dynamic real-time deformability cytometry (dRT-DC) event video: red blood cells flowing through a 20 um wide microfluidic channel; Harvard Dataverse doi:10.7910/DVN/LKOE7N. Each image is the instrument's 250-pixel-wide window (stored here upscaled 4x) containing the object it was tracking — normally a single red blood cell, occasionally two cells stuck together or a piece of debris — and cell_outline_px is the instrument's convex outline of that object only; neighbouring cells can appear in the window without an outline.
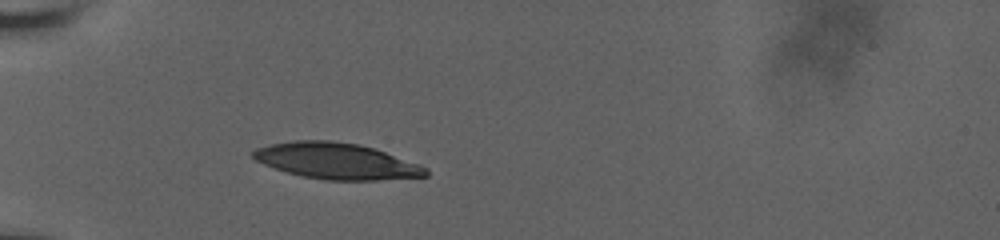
{"species": "human", "species_latin": "Homo sapiens", "temperature_condition": "room temperature", "stored_images_in_passage": 6, "camera_frame_rate_fps": 3000, "um_per_image_px": 0.085, "donor": {"sex": "male"}, "frame": {"image": 1, "passage_image": 2, "time_ms": 0.667, "image_size_px": [1000, 240], "cell_outline_px": [[428, 176], [376, 180], [328, 180], [304, 176], [288, 172], [264, 164], [256, 160], [252, 156], [252, 152], [256, 148], [272, 144], [296, 140], [328, 140], [356, 144], [372, 148], [420, 164], [428, 168]], "centroid_in_image_um": [28.62, 13.69], "position_along_channel_um": 56.4, "area_um2": 35.84}}
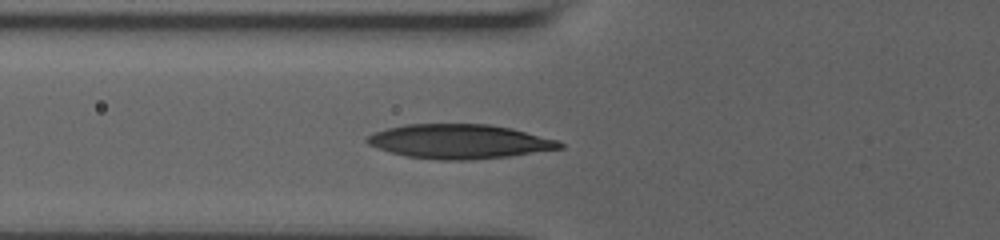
{"frame": {"image": 2, "passage_image": 4, "time_ms": 2.0, "image_size_px": [1000, 240], "cell_outline_px": [[564, 148], [508, 156], [468, 160], [440, 160], [408, 156], [392, 152], [368, 144], [364, 140], [368, 136], [376, 132], [388, 128], [404, 124], [488, 124], [512, 128], [560, 140], [564, 144]], "centroid_in_image_um": [39.11, 12.02], "position_along_channel_um": 86.7, "area_um2": 38.38}}
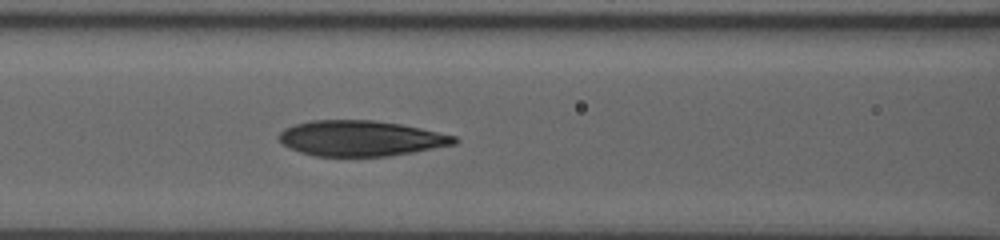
{"frame": {"image": 3, "passage_image": 6, "time_ms": 3.333, "image_size_px": [1000, 240], "cell_outline_px": [[460, 140], [456, 144], [412, 152], [388, 156], [316, 156], [300, 152], [284, 144], [280, 140], [280, 132], [284, 128], [296, 124], [312, 120], [372, 120], [400, 124], [420, 128], [456, 136]], "centroid_in_image_um": [30.69, 11.75], "position_along_channel_um": 135.9, "area_um2": 36.01}}